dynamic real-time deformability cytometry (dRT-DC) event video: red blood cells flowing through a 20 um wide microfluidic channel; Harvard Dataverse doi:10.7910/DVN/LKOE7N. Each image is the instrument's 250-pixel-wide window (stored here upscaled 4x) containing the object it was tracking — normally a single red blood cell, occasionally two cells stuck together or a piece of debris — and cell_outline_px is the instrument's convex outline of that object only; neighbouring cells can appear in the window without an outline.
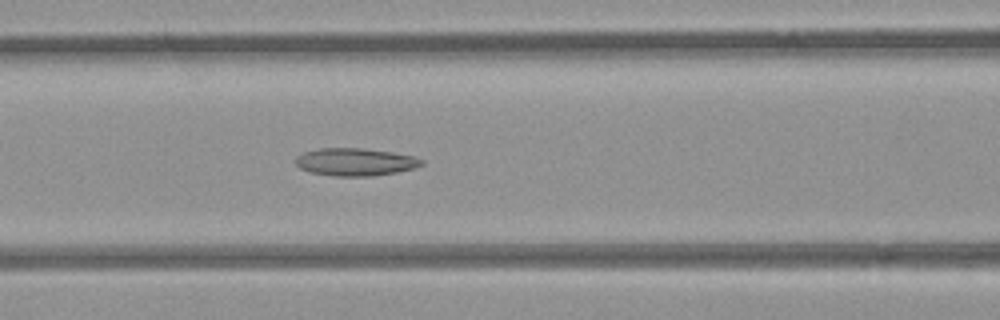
{"species": "common noctule bat (a hibernating species)", "species_latin": "Nyctalus noctula", "temperature_condition": "room temperature", "stored_images_in_passage": 42, "camera_frame_rate_fps": 3000, "um_per_image_px": 0.085, "animal": {"sex": "female", "body_mass_g": 21.9}, "frame": {"image": 1, "passage_image": 11, "time_ms": 3.333, "image_size_px": [1000, 320], "cell_outline_px": [[424, 164], [412, 168], [396, 172], [372, 176], [336, 176], [312, 172], [300, 168], [296, 164], [296, 156], [304, 152], [320, 148], [364, 148], [392, 152], [412, 156], [424, 160]], "centroid_in_image_um": [30.2, 13.76], "position_along_channel_um": 136.4, "area_um2": 20.11}}
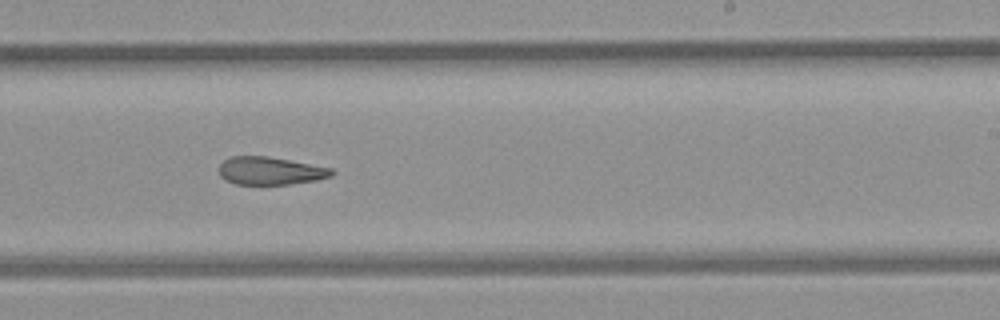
{"frame": {"image": 2, "passage_image": 21, "time_ms": 6.667, "image_size_px": [1000, 320], "cell_outline_px": [[336, 172], [332, 176], [316, 180], [288, 184], [236, 184], [220, 176], [220, 164], [224, 160], [232, 156], [268, 156], [332, 168]], "centroid_in_image_um": [23.0, 14.51], "position_along_channel_um": 266.0, "area_um2": 18.15}}
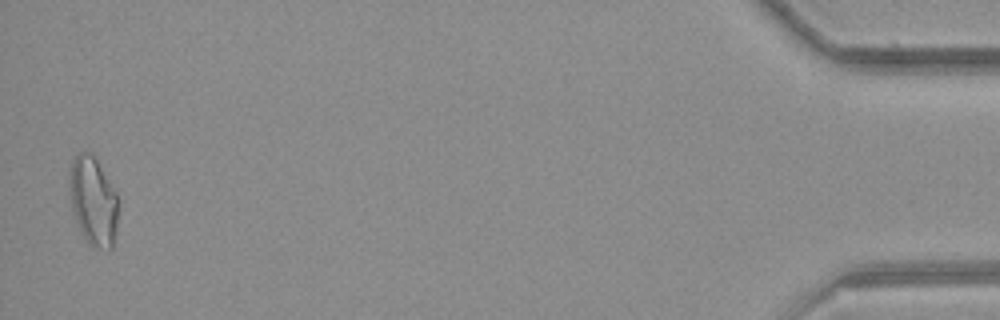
{"frame": {"image": 3, "passage_image": 41, "time_ms": 13.333, "image_size_px": [1000, 320], "cell_outline_px": [[116, 228], [112, 248], [92, 248], [88, 244], [80, 228], [72, 208], [68, 188], [68, 176], [72, 160], [80, 152], [88, 152], [96, 160], [116, 192]], "centroid_in_image_um": [7.88, 17.09], "position_along_channel_um": 427.3, "area_um2": 24.68}, "authors_computed_cell_mechanics": {"area_um2": 20.2011, "velocity_mm_per_s": 3.8894, "shape_relaxation_time_tau1_ms": null, "shape_relaxation_time_tau2_ms": 3.7076, "deformation_change_tau1": null, "deformation_change_tau2": 0.1292}}